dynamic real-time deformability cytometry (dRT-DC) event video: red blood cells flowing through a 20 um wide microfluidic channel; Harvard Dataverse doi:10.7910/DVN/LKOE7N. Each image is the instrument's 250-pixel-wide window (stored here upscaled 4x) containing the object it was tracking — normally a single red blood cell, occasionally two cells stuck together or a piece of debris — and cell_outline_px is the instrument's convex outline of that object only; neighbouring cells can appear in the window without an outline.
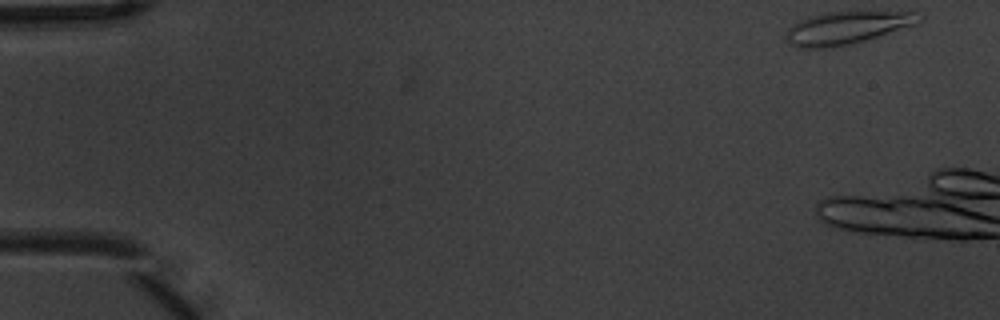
{"species": "common noctule bat (a hibernating species)", "species_latin": "Nyctalus noctula", "temperature_condition": "warm", "stored_images_in_passage": 7, "camera_frame_rate_fps": 3000, "um_per_image_px": 0.085, "animal": {"sex": "male", "body_mass_g": 20.1, "forearm_length_mm": 53.5}, "frame": {"image": 1, "passage_image": 1, "time_ms": 0.0, "image_size_px": [1000, 320], "cell_outline_px": [[924, 16], [916, 24], [864, 40], [848, 44], [824, 48], [796, 48], [788, 44], [784, 36], [788, 28], [792, 24], [800, 20], [812, 16], [832, 12], [912, 12]], "centroid_in_image_um": [71.9, 2.37], "position_along_channel_um": 13.1, "area_um2": 24.85}}